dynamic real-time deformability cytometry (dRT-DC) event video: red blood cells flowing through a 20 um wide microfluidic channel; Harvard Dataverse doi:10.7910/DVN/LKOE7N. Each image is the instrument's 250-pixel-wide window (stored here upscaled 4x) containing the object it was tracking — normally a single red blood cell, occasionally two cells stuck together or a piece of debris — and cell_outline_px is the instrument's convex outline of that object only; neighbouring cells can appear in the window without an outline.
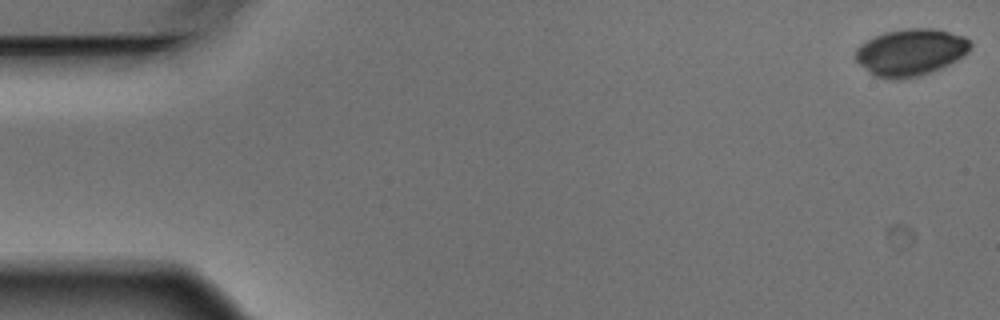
{"species": "Egyptian fruit bat (a non-hibernating species)", "species_latin": "Rousettus aegyptiacus", "temperature_condition": "warm", "stored_images_in_passage": 4, "camera_frame_rate_fps": 3000, "um_per_image_px": 0.085, "animal": {"sex": "male"}, "frame": {"image": 1, "passage_image": 1, "time_ms": 0.0, "image_size_px": [1000, 320], "cell_outline_px": [[972, 44], [968, 52], [964, 56], [940, 68], [916, 76], [900, 80], [892, 80], [876, 76], [868, 72], [856, 60], [856, 48], [860, 44], [884, 32], [908, 28], [932, 28], [964, 36], [972, 40]], "centroid_in_image_um": [77.41, 4.44], "position_along_channel_um": 7.6, "area_um2": 31.27}}
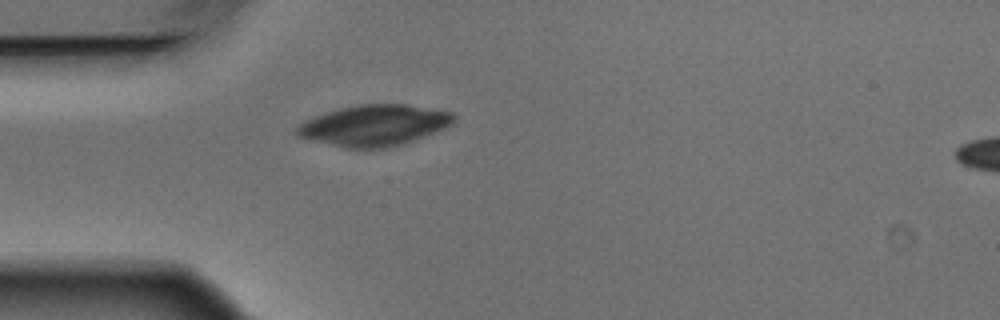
{"frame": {"image": 2, "passage_image": 4, "time_ms": 1.0, "image_size_px": [1000, 320], "cell_outline_px": [[456, 116], [452, 124], [444, 128], [404, 144], [388, 148], [344, 148], [296, 136], [296, 128], [304, 120], [324, 112], [340, 108], [360, 104], [408, 104], [452, 112]], "centroid_in_image_um": [31.8, 10.65], "position_along_channel_um": 53.2, "area_um2": 37.57}}